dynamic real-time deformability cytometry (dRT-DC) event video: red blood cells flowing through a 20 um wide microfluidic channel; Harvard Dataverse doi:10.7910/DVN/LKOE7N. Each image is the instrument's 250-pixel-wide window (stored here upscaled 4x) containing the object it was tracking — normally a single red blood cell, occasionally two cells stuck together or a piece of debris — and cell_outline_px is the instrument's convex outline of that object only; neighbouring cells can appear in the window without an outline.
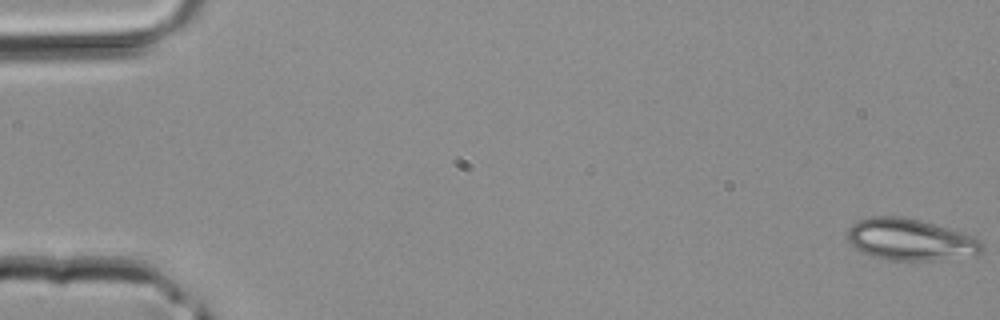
{"species": "common noctule bat (a hibernating species)", "species_latin": "Nyctalus noctula", "temperature_condition": "room temperature", "stored_images_in_passage": 43, "camera_frame_rate_fps": 3000, "um_per_image_px": 0.085, "animal": {"sex": "male", "body_mass_g": 20.4}, "frame": {"image": 1, "passage_image": 1, "time_ms": 0.0, "image_size_px": [1000, 320], "cell_outline_px": [[984, 252], [976, 256], [932, 260], [888, 260], [868, 256], [856, 248], [848, 240], [848, 228], [852, 224], [860, 220], [872, 216], [904, 216], [920, 220], [960, 232], [980, 240], [984, 248]], "centroid_in_image_um": [77.38, 20.38], "position_along_channel_um": 7.6, "area_um2": 32.71}}
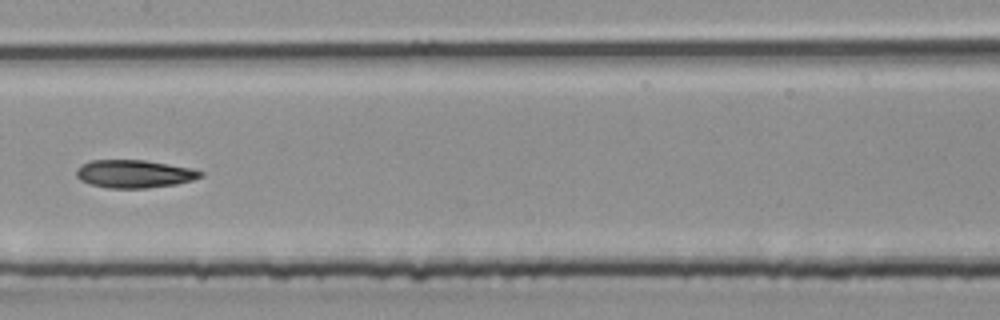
{"frame": {"image": 2, "passage_image": 22, "time_ms": 7.0, "image_size_px": [1000, 320], "cell_outline_px": [[204, 176], [192, 180], [176, 184], [144, 188], [108, 188], [92, 184], [80, 180], [76, 176], [76, 168], [92, 160], [144, 160], [192, 168], [204, 172]], "centroid_in_image_um": [11.43, 14.77], "position_along_channel_um": 196.0, "area_um2": 20.11}}
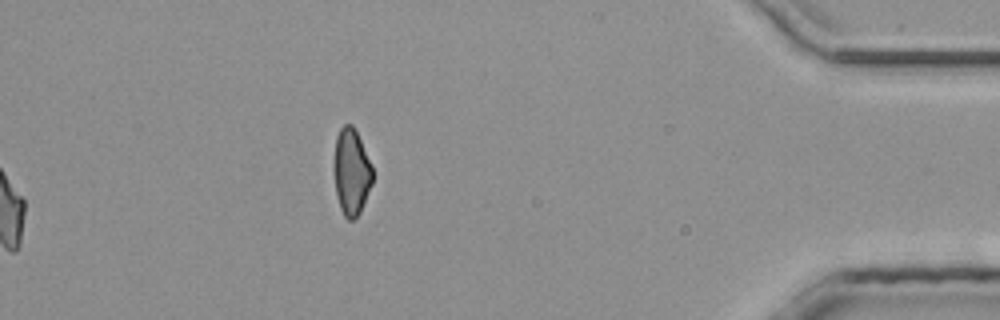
{"frame": {"image": 3, "passage_image": 43, "time_ms": 14.0, "image_size_px": [1000, 320], "cell_outline_px": [[372, 184], [360, 212], [352, 220], [348, 220], [344, 216], [340, 208], [336, 192], [332, 168], [336, 136], [340, 128], [344, 124], [352, 124], [372, 164]], "centroid_in_image_um": [29.84, 14.6], "position_along_channel_um": 405.4, "area_um2": 19.59}}